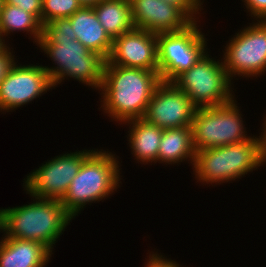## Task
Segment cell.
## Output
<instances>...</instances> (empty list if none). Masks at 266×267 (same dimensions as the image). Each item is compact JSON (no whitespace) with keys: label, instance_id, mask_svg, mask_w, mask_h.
I'll use <instances>...</instances> for the list:
<instances>
[{"label":"cell","instance_id":"cell-1","mask_svg":"<svg viewBox=\"0 0 266 267\" xmlns=\"http://www.w3.org/2000/svg\"><path fill=\"white\" fill-rule=\"evenodd\" d=\"M161 82L159 72L112 65L106 60L103 81L98 90L102 98L100 108L119 124L143 118Z\"/></svg>","mask_w":266,"mask_h":267},{"label":"cell","instance_id":"cell-2","mask_svg":"<svg viewBox=\"0 0 266 267\" xmlns=\"http://www.w3.org/2000/svg\"><path fill=\"white\" fill-rule=\"evenodd\" d=\"M30 198L26 205L0 209L3 236L39 242L52 253L74 218L60 200Z\"/></svg>","mask_w":266,"mask_h":267},{"label":"cell","instance_id":"cell-3","mask_svg":"<svg viewBox=\"0 0 266 267\" xmlns=\"http://www.w3.org/2000/svg\"><path fill=\"white\" fill-rule=\"evenodd\" d=\"M118 157L116 153L95 148L83 161L61 200L73 218L78 216L87 204L103 202L120 187L122 173Z\"/></svg>","mask_w":266,"mask_h":267},{"label":"cell","instance_id":"cell-4","mask_svg":"<svg viewBox=\"0 0 266 267\" xmlns=\"http://www.w3.org/2000/svg\"><path fill=\"white\" fill-rule=\"evenodd\" d=\"M262 165L261 136L251 140L197 150L193 174L204 185L222 184L242 179Z\"/></svg>","mask_w":266,"mask_h":267},{"label":"cell","instance_id":"cell-5","mask_svg":"<svg viewBox=\"0 0 266 267\" xmlns=\"http://www.w3.org/2000/svg\"><path fill=\"white\" fill-rule=\"evenodd\" d=\"M37 47L56 65L55 67L43 66L48 72L54 89L65 79L71 78L89 88L91 86L96 91L101 87L106 59L99 53L89 50L78 40L50 44L43 36Z\"/></svg>","mask_w":266,"mask_h":267},{"label":"cell","instance_id":"cell-6","mask_svg":"<svg viewBox=\"0 0 266 267\" xmlns=\"http://www.w3.org/2000/svg\"><path fill=\"white\" fill-rule=\"evenodd\" d=\"M208 52L172 81L196 108L223 105L235 98L232 88L235 82L229 78L222 58L216 61Z\"/></svg>","mask_w":266,"mask_h":267},{"label":"cell","instance_id":"cell-7","mask_svg":"<svg viewBox=\"0 0 266 267\" xmlns=\"http://www.w3.org/2000/svg\"><path fill=\"white\" fill-rule=\"evenodd\" d=\"M239 108L236 98L223 105L197 108L191 125L195 150L251 140Z\"/></svg>","mask_w":266,"mask_h":267},{"label":"cell","instance_id":"cell-8","mask_svg":"<svg viewBox=\"0 0 266 267\" xmlns=\"http://www.w3.org/2000/svg\"><path fill=\"white\" fill-rule=\"evenodd\" d=\"M235 33L223 51L224 68L231 80L259 77L266 71V21L252 20ZM234 77V78H233Z\"/></svg>","mask_w":266,"mask_h":267},{"label":"cell","instance_id":"cell-9","mask_svg":"<svg viewBox=\"0 0 266 267\" xmlns=\"http://www.w3.org/2000/svg\"><path fill=\"white\" fill-rule=\"evenodd\" d=\"M198 27V22H193L182 31L157 34L158 68L162 81L172 82L208 51V40Z\"/></svg>","mask_w":266,"mask_h":267},{"label":"cell","instance_id":"cell-10","mask_svg":"<svg viewBox=\"0 0 266 267\" xmlns=\"http://www.w3.org/2000/svg\"><path fill=\"white\" fill-rule=\"evenodd\" d=\"M94 150L63 153L42 163L23 179V188L39 199L62 200L83 161Z\"/></svg>","mask_w":266,"mask_h":267},{"label":"cell","instance_id":"cell-11","mask_svg":"<svg viewBox=\"0 0 266 267\" xmlns=\"http://www.w3.org/2000/svg\"><path fill=\"white\" fill-rule=\"evenodd\" d=\"M17 63L18 61L11 66L0 82V112L5 114L32 103L54 88L43 65Z\"/></svg>","mask_w":266,"mask_h":267},{"label":"cell","instance_id":"cell-12","mask_svg":"<svg viewBox=\"0 0 266 267\" xmlns=\"http://www.w3.org/2000/svg\"><path fill=\"white\" fill-rule=\"evenodd\" d=\"M197 108L172 82L162 81L155 89L143 119L162 129L191 127Z\"/></svg>","mask_w":266,"mask_h":267},{"label":"cell","instance_id":"cell-13","mask_svg":"<svg viewBox=\"0 0 266 267\" xmlns=\"http://www.w3.org/2000/svg\"><path fill=\"white\" fill-rule=\"evenodd\" d=\"M107 61L112 65L159 72L157 34L134 28L116 37Z\"/></svg>","mask_w":266,"mask_h":267},{"label":"cell","instance_id":"cell-14","mask_svg":"<svg viewBox=\"0 0 266 267\" xmlns=\"http://www.w3.org/2000/svg\"><path fill=\"white\" fill-rule=\"evenodd\" d=\"M132 21L137 29L151 33L178 32L193 22L176 6L163 0H130Z\"/></svg>","mask_w":266,"mask_h":267},{"label":"cell","instance_id":"cell-15","mask_svg":"<svg viewBox=\"0 0 266 267\" xmlns=\"http://www.w3.org/2000/svg\"><path fill=\"white\" fill-rule=\"evenodd\" d=\"M52 254L39 242L3 235L0 239V267H45Z\"/></svg>","mask_w":266,"mask_h":267},{"label":"cell","instance_id":"cell-16","mask_svg":"<svg viewBox=\"0 0 266 267\" xmlns=\"http://www.w3.org/2000/svg\"><path fill=\"white\" fill-rule=\"evenodd\" d=\"M69 19L77 40L107 60L112 51L113 40L97 19L94 8L82 6Z\"/></svg>","mask_w":266,"mask_h":267},{"label":"cell","instance_id":"cell-17","mask_svg":"<svg viewBox=\"0 0 266 267\" xmlns=\"http://www.w3.org/2000/svg\"><path fill=\"white\" fill-rule=\"evenodd\" d=\"M123 124L129 125L127 141L134 160L138 161V164H157L163 129L147 123L143 118L129 120Z\"/></svg>","mask_w":266,"mask_h":267},{"label":"cell","instance_id":"cell-18","mask_svg":"<svg viewBox=\"0 0 266 267\" xmlns=\"http://www.w3.org/2000/svg\"><path fill=\"white\" fill-rule=\"evenodd\" d=\"M195 156L191 127L163 129L158 149L159 164H173L174 166V164L188 161L189 165L194 166Z\"/></svg>","mask_w":266,"mask_h":267},{"label":"cell","instance_id":"cell-19","mask_svg":"<svg viewBox=\"0 0 266 267\" xmlns=\"http://www.w3.org/2000/svg\"><path fill=\"white\" fill-rule=\"evenodd\" d=\"M93 8L97 19L112 40L135 28L130 0H103Z\"/></svg>","mask_w":266,"mask_h":267},{"label":"cell","instance_id":"cell-20","mask_svg":"<svg viewBox=\"0 0 266 267\" xmlns=\"http://www.w3.org/2000/svg\"><path fill=\"white\" fill-rule=\"evenodd\" d=\"M42 29V23L33 14L20 9L17 6L2 2L0 9V34L4 41L6 40V37L11 35L10 33L19 31L25 33L26 31L29 39L32 38V42H36L35 44L38 45V42L42 37Z\"/></svg>","mask_w":266,"mask_h":267},{"label":"cell","instance_id":"cell-21","mask_svg":"<svg viewBox=\"0 0 266 267\" xmlns=\"http://www.w3.org/2000/svg\"><path fill=\"white\" fill-rule=\"evenodd\" d=\"M82 7L79 0H42L41 23L58 18H69Z\"/></svg>","mask_w":266,"mask_h":267},{"label":"cell","instance_id":"cell-22","mask_svg":"<svg viewBox=\"0 0 266 267\" xmlns=\"http://www.w3.org/2000/svg\"><path fill=\"white\" fill-rule=\"evenodd\" d=\"M42 36L50 44H59L60 41L77 40L69 18H58L43 25Z\"/></svg>","mask_w":266,"mask_h":267},{"label":"cell","instance_id":"cell-23","mask_svg":"<svg viewBox=\"0 0 266 267\" xmlns=\"http://www.w3.org/2000/svg\"><path fill=\"white\" fill-rule=\"evenodd\" d=\"M179 8L192 22H200L204 0H163ZM202 1V2H201ZM200 11V12H199ZM199 15V16H198Z\"/></svg>","mask_w":266,"mask_h":267},{"label":"cell","instance_id":"cell-24","mask_svg":"<svg viewBox=\"0 0 266 267\" xmlns=\"http://www.w3.org/2000/svg\"><path fill=\"white\" fill-rule=\"evenodd\" d=\"M3 2L33 14L41 22L42 0H3Z\"/></svg>","mask_w":266,"mask_h":267},{"label":"cell","instance_id":"cell-25","mask_svg":"<svg viewBox=\"0 0 266 267\" xmlns=\"http://www.w3.org/2000/svg\"><path fill=\"white\" fill-rule=\"evenodd\" d=\"M246 7L247 13L255 20L266 21V0H242ZM254 17V18H253Z\"/></svg>","mask_w":266,"mask_h":267},{"label":"cell","instance_id":"cell-26","mask_svg":"<svg viewBox=\"0 0 266 267\" xmlns=\"http://www.w3.org/2000/svg\"><path fill=\"white\" fill-rule=\"evenodd\" d=\"M149 258L146 259L147 262H145L144 267H183L177 261L168 259L163 254H159L158 252H149Z\"/></svg>","mask_w":266,"mask_h":267},{"label":"cell","instance_id":"cell-27","mask_svg":"<svg viewBox=\"0 0 266 267\" xmlns=\"http://www.w3.org/2000/svg\"><path fill=\"white\" fill-rule=\"evenodd\" d=\"M10 46L11 45L9 44V46L0 52V82L4 79L11 66L17 60L13 54V48L11 50Z\"/></svg>","mask_w":266,"mask_h":267},{"label":"cell","instance_id":"cell-28","mask_svg":"<svg viewBox=\"0 0 266 267\" xmlns=\"http://www.w3.org/2000/svg\"><path fill=\"white\" fill-rule=\"evenodd\" d=\"M263 125H262V128H261V133L260 136H261V151H262V166L264 164H266V116L263 117Z\"/></svg>","mask_w":266,"mask_h":267},{"label":"cell","instance_id":"cell-29","mask_svg":"<svg viewBox=\"0 0 266 267\" xmlns=\"http://www.w3.org/2000/svg\"><path fill=\"white\" fill-rule=\"evenodd\" d=\"M103 0H79L82 6L93 7Z\"/></svg>","mask_w":266,"mask_h":267},{"label":"cell","instance_id":"cell-30","mask_svg":"<svg viewBox=\"0 0 266 267\" xmlns=\"http://www.w3.org/2000/svg\"><path fill=\"white\" fill-rule=\"evenodd\" d=\"M8 40H6V42L3 40L1 34H0V52H2L8 45L7 44Z\"/></svg>","mask_w":266,"mask_h":267},{"label":"cell","instance_id":"cell-31","mask_svg":"<svg viewBox=\"0 0 266 267\" xmlns=\"http://www.w3.org/2000/svg\"><path fill=\"white\" fill-rule=\"evenodd\" d=\"M1 232H2V223L0 221V234H1Z\"/></svg>","mask_w":266,"mask_h":267},{"label":"cell","instance_id":"cell-32","mask_svg":"<svg viewBox=\"0 0 266 267\" xmlns=\"http://www.w3.org/2000/svg\"><path fill=\"white\" fill-rule=\"evenodd\" d=\"M2 2H3V0H0V9H1Z\"/></svg>","mask_w":266,"mask_h":267}]
</instances>
